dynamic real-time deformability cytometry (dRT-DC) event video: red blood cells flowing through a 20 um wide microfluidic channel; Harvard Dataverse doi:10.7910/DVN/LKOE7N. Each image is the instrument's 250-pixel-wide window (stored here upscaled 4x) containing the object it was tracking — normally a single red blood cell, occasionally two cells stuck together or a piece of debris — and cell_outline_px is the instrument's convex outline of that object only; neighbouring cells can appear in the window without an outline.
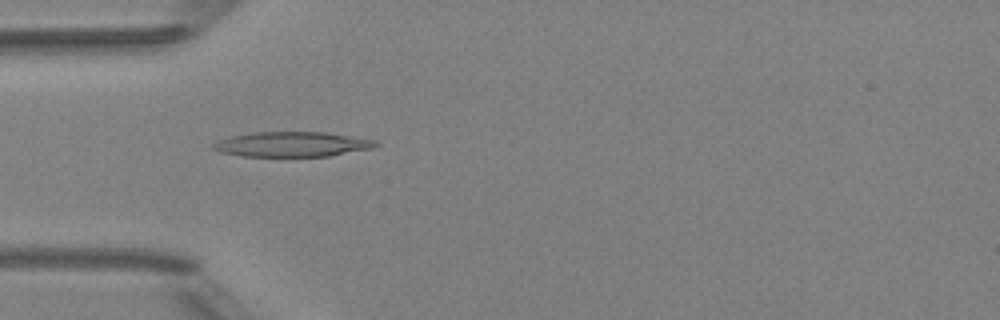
{"species": "Egyptian fruit bat (a non-hibernating species)", "species_latin": "Rousettus aegyptiacus", "temperature_condition": "room temperature", "stored_images_in_passage": 4, "camera_frame_rate_fps": 3000, "um_per_image_px": 0.085, "animal": {"sex": "female"}, "frame": {"image": 1, "passage_image": 3, "time_ms": 2.333, "image_size_px": [1000, 320], "cell_outline_px": [[380, 144], [372, 148], [328, 156], [240, 156], [220, 152], [212, 148], [212, 144], [220, 140], [232, 136], [252, 132], [328, 132], [376, 140]], "centroid_in_image_um": [24.84, 12.26], "position_along_channel_um": 60.2, "area_um2": 23.58}}
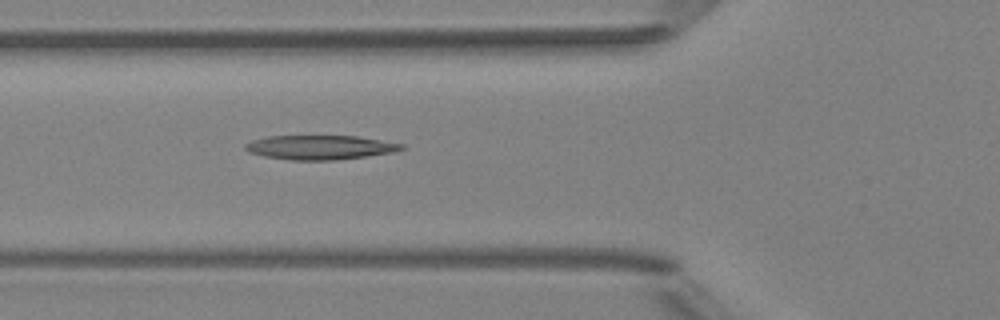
{"frame": {"image": 2, "passage_image": 4, "time_ms": 3.333, "image_size_px": [1000, 320], "cell_outline_px": [[404, 148], [392, 152], [368, 156], [336, 160], [292, 160], [264, 156], [248, 152], [244, 148], [244, 144], [252, 140], [268, 136], [360, 136], [404, 144]], "centroid_in_image_um": [27.19, 12.52], "position_along_channel_um": 98.6, "area_um2": 22.14}}